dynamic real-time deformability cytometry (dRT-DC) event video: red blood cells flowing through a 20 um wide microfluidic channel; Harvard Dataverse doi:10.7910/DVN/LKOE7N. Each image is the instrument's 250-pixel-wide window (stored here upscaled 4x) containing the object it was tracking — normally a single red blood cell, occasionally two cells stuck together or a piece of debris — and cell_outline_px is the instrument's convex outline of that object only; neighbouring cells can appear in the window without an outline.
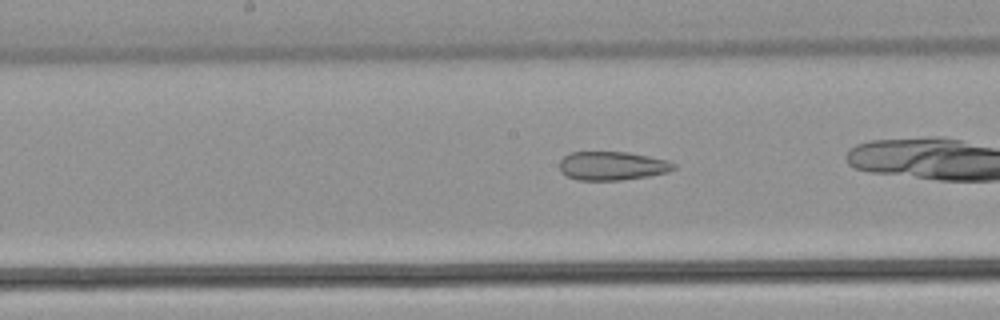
{"species": "common noctule bat (a hibernating species)", "species_latin": "Nyctalus noctula", "temperature_condition": "warm", "stored_images_in_passage": 34, "camera_frame_rate_fps": 3000, "um_per_image_px": 0.085, "animal": {"sex": "male", "body_mass_g": 21.5, "forearm_length_mm": 52.0}, "frame": {"image": 1, "passage_image": 20, "time_ms": 6.333, "image_size_px": [1000, 320], "cell_outline_px": [[676, 168], [668, 172], [648, 176], [620, 180], [576, 180], [560, 172], [560, 160], [564, 156], [572, 152], [628, 152], [668, 160], [676, 164]], "centroid_in_image_um": [52.05, 14.1], "position_along_channel_um": 196.2, "area_um2": 19.13}}